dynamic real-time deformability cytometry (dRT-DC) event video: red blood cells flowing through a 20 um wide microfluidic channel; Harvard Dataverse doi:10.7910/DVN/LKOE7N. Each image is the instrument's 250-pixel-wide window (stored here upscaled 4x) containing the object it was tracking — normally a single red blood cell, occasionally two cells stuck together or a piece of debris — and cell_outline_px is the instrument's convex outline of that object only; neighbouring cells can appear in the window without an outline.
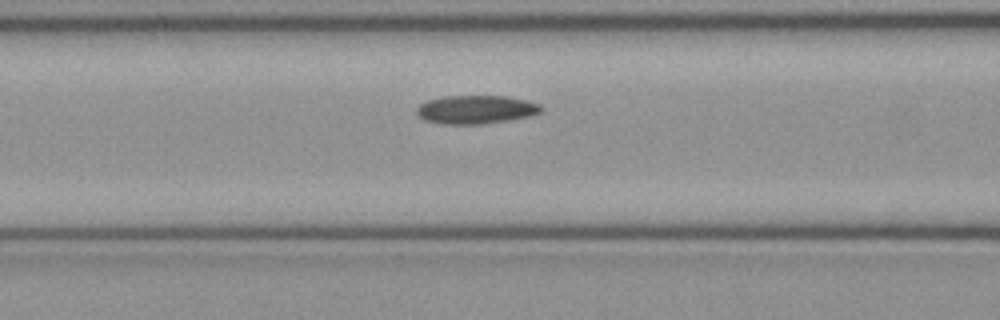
{"species": "common noctule bat (a hibernating species)", "species_latin": "Nyctalus noctula", "temperature_condition": "cold", "stored_images_in_passage": 31, "camera_frame_rate_fps": 3000, "um_per_image_px": 0.085, "animal": {"sex": "female", "body_mass_g": 21.9}, "frame": {"image": 1, "passage_image": 5, "time_ms": 1.333, "image_size_px": [1000, 320], "cell_outline_px": [[544, 108], [540, 112], [528, 116], [508, 120], [480, 124], [440, 124], [424, 120], [416, 112], [416, 108], [420, 104], [428, 100], [440, 96], [508, 96], [528, 100], [540, 104]], "centroid_in_image_um": [40.45, 9.3], "position_along_channel_um": 126.2, "area_um2": 20.75}}
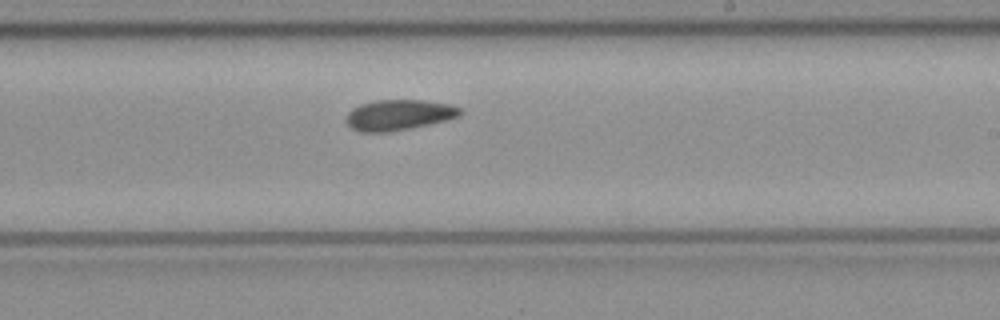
{"frame": {"image": 2, "passage_image": 15, "time_ms": 4.667, "image_size_px": [1000, 320], "cell_outline_px": [[464, 112], [460, 116], [428, 124], [388, 132], [360, 132], [352, 128], [344, 120], [348, 112], [352, 108], [360, 104], [376, 100], [424, 100], [452, 104], [460, 108]], "centroid_in_image_um": [33.89, 9.76], "position_along_channel_um": 255.1, "area_um2": 20.35}}
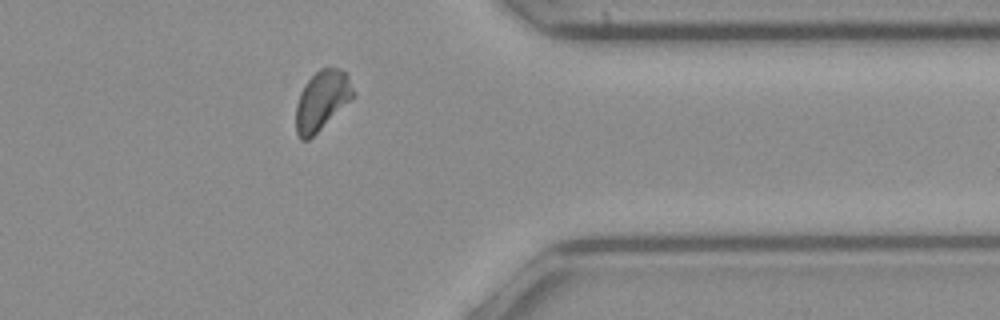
{"frame": {"image": 3, "passage_image": 26, "time_ms": 8.333, "image_size_px": [1000, 320], "cell_outline_px": [[356, 96], [308, 140], [300, 140], [296, 132], [296, 104], [300, 92], [304, 84], [320, 68], [340, 68], [348, 76], [356, 92]], "centroid_in_image_um": [27.37, 8.53], "position_along_channel_um": 384.0, "area_um2": 19.94}}